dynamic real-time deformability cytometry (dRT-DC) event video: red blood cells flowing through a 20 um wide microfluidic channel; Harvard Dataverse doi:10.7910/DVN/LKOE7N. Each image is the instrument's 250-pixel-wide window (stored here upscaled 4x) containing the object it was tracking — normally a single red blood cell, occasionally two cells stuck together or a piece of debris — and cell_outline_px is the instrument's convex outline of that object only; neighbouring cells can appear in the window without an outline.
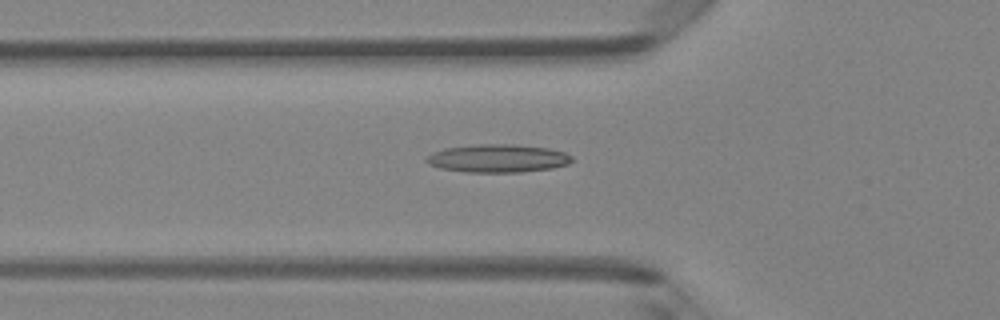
{"species": "Egyptian fruit bat (a non-hibernating species)", "species_latin": "Rousettus aegyptiacus", "temperature_condition": "room temperature", "stored_images_in_passage": 48, "camera_frame_rate_fps": 3000, "um_per_image_px": 0.085, "animal": {"sex": "female"}, "frame": {"image": 1, "passage_image": 17, "time_ms": 5.333, "image_size_px": [1000, 320], "cell_outline_px": [[572, 160], [568, 164], [552, 168], [520, 172], [464, 172], [440, 168], [428, 164], [424, 160], [432, 152], [444, 148], [476, 144], [516, 144], [548, 148], [564, 152], [572, 156]], "centroid_in_image_um": [42.29, 13.45], "position_along_channel_um": 83.5, "area_um2": 23.93}}
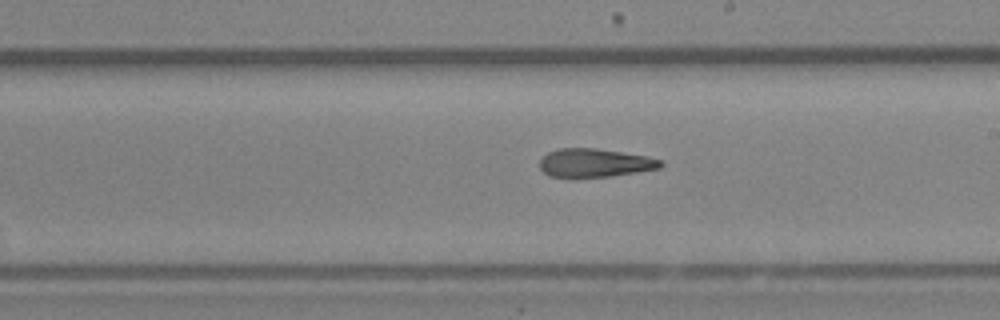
{"frame": {"image": 2, "passage_image": 28, "time_ms": 9.0, "image_size_px": [1000, 320], "cell_outline_px": [[664, 164], [660, 168], [612, 176], [548, 176], [540, 168], [540, 160], [548, 152], [560, 148], [596, 148], [648, 156], [664, 160]], "centroid_in_image_um": [50.6, 13.83], "position_along_channel_um": 238.4, "area_um2": 19.88}}
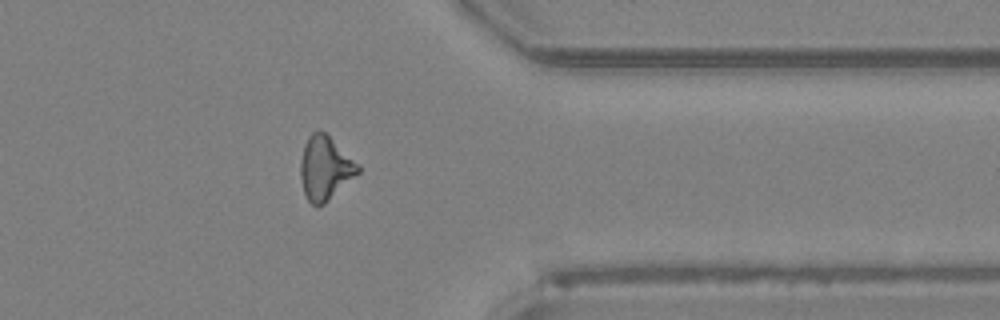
{"frame": {"image": 3, "passage_image": 39, "time_ms": 12.667, "image_size_px": [1000, 320], "cell_outline_px": [[360, 172], [324, 204], [312, 204], [308, 200], [304, 192], [300, 176], [300, 160], [304, 144], [308, 136], [312, 132], [324, 132], [360, 164]], "centroid_in_image_um": [27.63, 14.28], "position_along_channel_um": 383.8, "area_um2": 21.15}, "authors_computed_cell_mechanics": {"area_um2": 21.1259, "velocity_mm_per_s": 4.2426, "shape_relaxation_time_tau1_ms": null, "shape_relaxation_time_tau2_ms": 3.4622, "deformation_change_tau1": null, "deformation_change_tau2": 0.153}}